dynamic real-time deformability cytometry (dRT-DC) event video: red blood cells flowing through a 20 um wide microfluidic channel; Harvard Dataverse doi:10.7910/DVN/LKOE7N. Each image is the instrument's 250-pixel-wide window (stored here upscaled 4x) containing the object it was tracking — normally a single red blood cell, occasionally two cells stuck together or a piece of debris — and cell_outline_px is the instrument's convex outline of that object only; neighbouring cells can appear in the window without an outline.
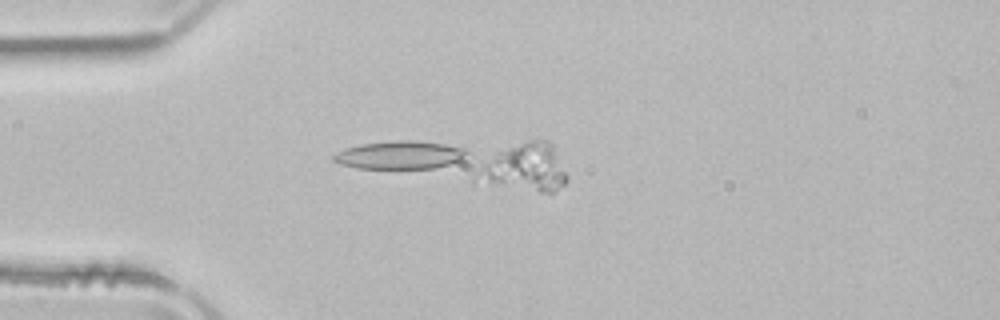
{"species": "common noctule bat (a hibernating species)", "species_latin": "Nyctalus noctula", "temperature_condition": "room temperature", "stored_images_in_passage": 13, "camera_frame_rate_fps": 3000, "um_per_image_px": 0.085, "animal": {"sex": "male", "body_mass_g": 21.5, "forearm_length_mm": 52.0}, "frame": {"image": 1, "passage_image": 13, "time_ms": 4.0, "image_size_px": [1000, 320], "cell_outline_px": [[568, 180], [556, 192], [540, 192], [472, 188], [472, 180], [476, 172], [496, 152], [528, 140], [548, 140], [552, 144], [568, 176]], "centroid_in_image_um": [44.46, 14.37], "position_along_channel_um": 40.5, "area_um2": 26.59}}